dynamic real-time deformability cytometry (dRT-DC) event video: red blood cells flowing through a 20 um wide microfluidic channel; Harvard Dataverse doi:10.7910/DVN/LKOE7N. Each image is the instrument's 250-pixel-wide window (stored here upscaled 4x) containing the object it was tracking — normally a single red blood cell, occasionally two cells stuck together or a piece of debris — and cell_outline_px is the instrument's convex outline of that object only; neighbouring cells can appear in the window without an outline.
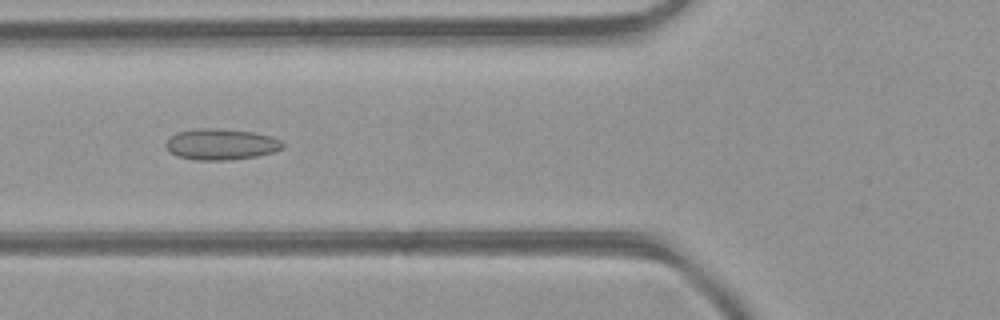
{"species": "common noctule bat (a hibernating species)", "species_latin": "Nyctalus noctula", "temperature_condition": "room temperature", "stored_images_in_passage": 42, "camera_frame_rate_fps": 3000, "um_per_image_px": 0.085, "animal": {"sex": "female", "body_mass_g": 21.9}, "frame": {"image": 1, "passage_image": 14, "time_ms": 4.333, "image_size_px": [1000, 320], "cell_outline_px": [[284, 148], [272, 152], [256, 156], [232, 160], [196, 160], [176, 156], [164, 144], [176, 132], [196, 128], [216, 128], [252, 132], [268, 136], [280, 140], [284, 144]], "centroid_in_image_um": [18.78, 12.26], "position_along_channel_um": 107.0, "area_um2": 21.04}}
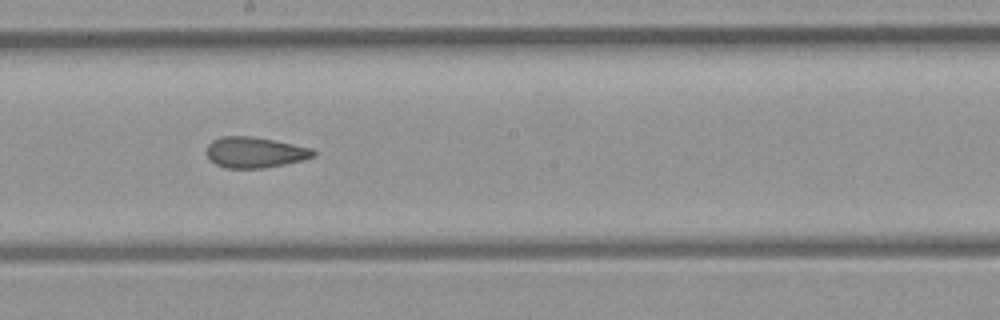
{"frame": {"image": 2, "passage_image": 22, "time_ms": 7.0, "image_size_px": [1000, 320], "cell_outline_px": [[316, 156], [304, 160], [264, 168], [224, 168], [216, 164], [208, 156], [208, 144], [212, 140], [220, 136], [252, 136], [312, 148], [316, 152]], "centroid_in_image_um": [21.69, 12.95], "position_along_channel_um": 226.5, "area_um2": 19.07}}
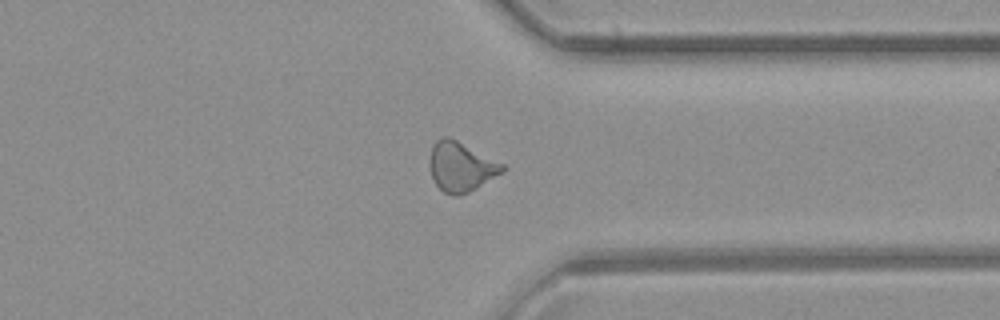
{"frame": {"image": 3, "passage_image": 32, "time_ms": 10.333, "image_size_px": [1000, 320], "cell_outline_px": [[504, 172], [476, 188], [460, 196], [452, 196], [444, 192], [436, 184], [432, 176], [432, 144], [436, 140], [444, 136], [448, 136], [504, 164]], "centroid_in_image_um": [39.21, 14.18], "position_along_channel_um": 372.2, "area_um2": 20.52}, "authors_computed_cell_mechanics": {"area_um2": 20.0566, "velocity_mm_per_s": 4.4668, "shape_relaxation_time_tau1_ms": null, "shape_relaxation_time_tau2_ms": 1.847, "deformation_change_tau1": null, "deformation_change_tau2": 0.0985}}